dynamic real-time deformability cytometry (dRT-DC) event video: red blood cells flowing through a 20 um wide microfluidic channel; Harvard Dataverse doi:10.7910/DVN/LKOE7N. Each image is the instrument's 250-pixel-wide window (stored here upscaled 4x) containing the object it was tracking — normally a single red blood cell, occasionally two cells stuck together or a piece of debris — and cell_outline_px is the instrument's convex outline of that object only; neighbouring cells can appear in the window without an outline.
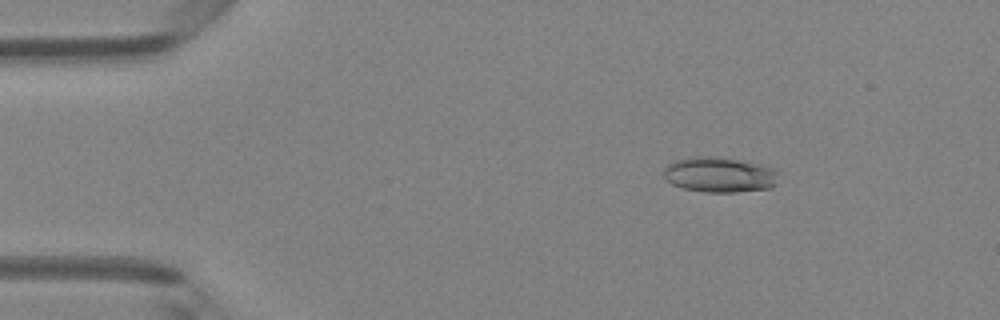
{"species": "Egyptian fruit bat (a non-hibernating species)", "species_latin": "Rousettus aegyptiacus", "temperature_condition": "room temperature", "stored_images_in_passage": 50, "camera_frame_rate_fps": 3000, "um_per_image_px": 0.085, "animal": {"sex": "female"}, "frame": {"image": 1, "passage_image": 8, "time_ms": 2.333, "image_size_px": [1000, 320], "cell_outline_px": [[780, 172], [776, 184], [772, 188], [736, 192], [704, 192], [684, 188], [672, 184], [664, 180], [664, 168], [668, 164], [676, 160], [696, 156], [708, 156], [764, 164], [776, 168]], "centroid_in_image_um": [61.21, 14.86], "position_along_channel_um": 23.8, "area_um2": 23.87}}
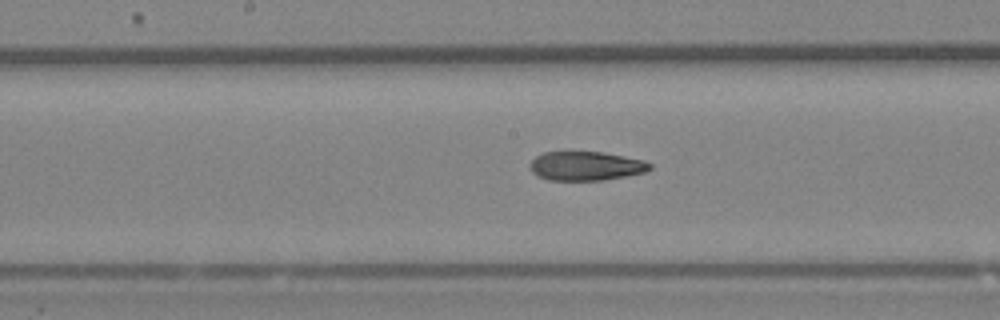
{"frame": {"image": 2, "passage_image": 26, "time_ms": 8.333, "image_size_px": [1000, 320], "cell_outline_px": [[652, 168], [644, 172], [604, 180], [548, 180], [536, 176], [532, 172], [528, 164], [536, 156], [544, 152], [600, 152], [624, 156], [644, 160], [652, 164]], "centroid_in_image_um": [49.77, 14.11], "position_along_channel_um": 198.4, "area_um2": 20.29}}
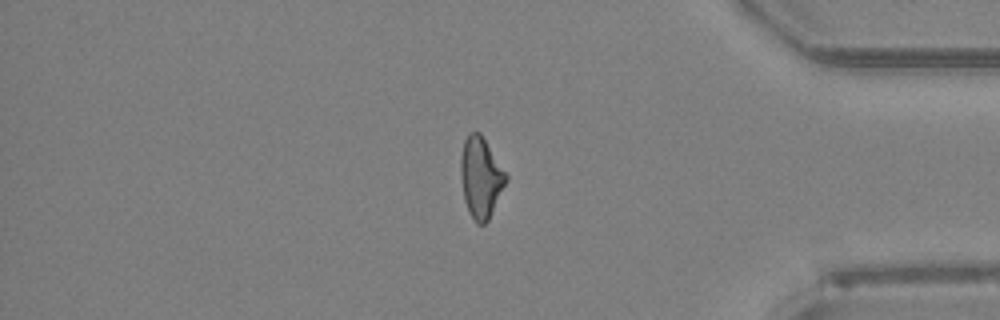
{"frame": {"image": 3, "passage_image": 42, "time_ms": 13.667, "image_size_px": [1000, 320], "cell_outline_px": [[508, 180], [488, 220], [484, 224], [476, 224], [468, 212], [464, 200], [460, 176], [460, 156], [464, 140], [468, 132], [480, 132], [508, 176]], "centroid_in_image_um": [40.85, 15.09], "position_along_channel_um": 394.4, "area_um2": 21.44}, "authors_computed_cell_mechanics": {"area_um2": 21.5883, "velocity_mm_per_s": 4.1496, "shape_relaxation_time_tau1_ms": null, "shape_relaxation_time_tau2_ms": 4.2318, "deformation_change_tau1": null, "deformation_change_tau2": 0.1354}}